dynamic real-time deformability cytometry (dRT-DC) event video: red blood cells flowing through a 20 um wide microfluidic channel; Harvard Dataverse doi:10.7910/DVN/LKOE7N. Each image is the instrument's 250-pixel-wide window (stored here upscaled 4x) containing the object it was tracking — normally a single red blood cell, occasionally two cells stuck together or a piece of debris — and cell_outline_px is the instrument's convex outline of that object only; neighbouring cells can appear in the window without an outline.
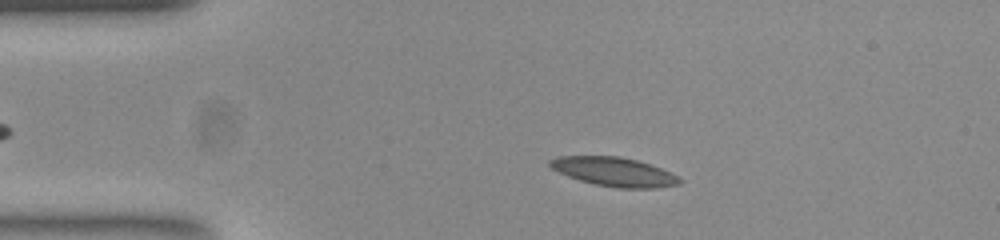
{"species": "common noctule bat (a hibernating species)", "species_latin": "Nyctalus noctula", "temperature_condition": "room temperature", "stored_images_in_passage": 43, "camera_frame_rate_fps": 3000, "um_per_image_px": 0.085, "animal": {"sex": "female", "body_mass_g": 23.0, "forearm_length_mm": 53.4}, "frame": {"image": 1, "passage_image": 9, "time_ms": 2.667, "image_size_px": [1000, 240], "cell_outline_px": [[680, 184], [656, 188], [616, 188], [596, 184], [580, 180], [568, 176], [552, 168], [548, 164], [548, 160], [556, 156], [620, 156], [636, 160], [660, 168], [676, 176], [680, 180]], "centroid_in_image_um": [52.15, 14.59], "position_along_channel_um": 32.8, "area_um2": 21.62}}
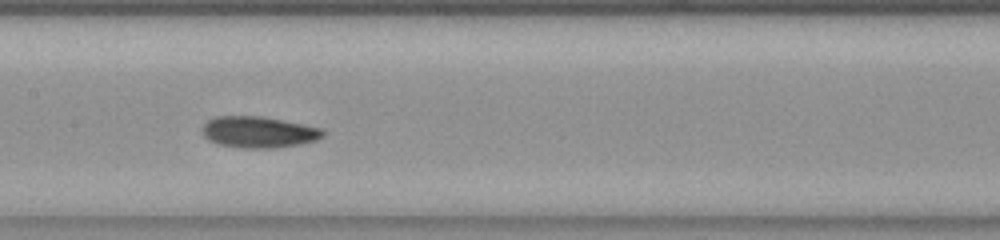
{"frame": {"image": 2, "passage_image": 24, "time_ms": 7.667, "image_size_px": [1000, 240], "cell_outline_px": [[324, 136], [316, 140], [276, 148], [244, 148], [220, 144], [208, 140], [204, 136], [204, 124], [208, 120], [216, 116], [264, 116], [324, 128]], "centroid_in_image_um": [22.02, 11.21], "position_along_channel_um": 185.4, "area_um2": 21.96}}
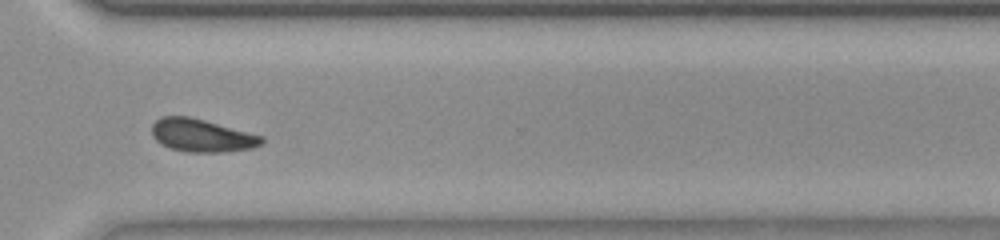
{"frame": {"image": 3, "passage_image": 37, "time_ms": 12.0, "image_size_px": [1000, 240], "cell_outline_px": [[264, 140], [260, 144], [252, 148], [224, 152], [184, 152], [168, 148], [160, 144], [152, 136], [152, 124], [160, 116], [188, 116], [204, 120], [264, 136]], "centroid_in_image_um": [17.11, 11.52], "position_along_channel_um": 353.5, "area_um2": 21.15}, "authors_computed_cell_mechanics": {"area_um2": 21.5594, "velocity_mm_per_s": 3.875, "shape_relaxation_time_tau1_ms": 3.0782, "shape_relaxation_time_tau2_ms": 8.848, "deformation_change_tau1": 0.0717, "deformation_change_tau2": 0.1348}}